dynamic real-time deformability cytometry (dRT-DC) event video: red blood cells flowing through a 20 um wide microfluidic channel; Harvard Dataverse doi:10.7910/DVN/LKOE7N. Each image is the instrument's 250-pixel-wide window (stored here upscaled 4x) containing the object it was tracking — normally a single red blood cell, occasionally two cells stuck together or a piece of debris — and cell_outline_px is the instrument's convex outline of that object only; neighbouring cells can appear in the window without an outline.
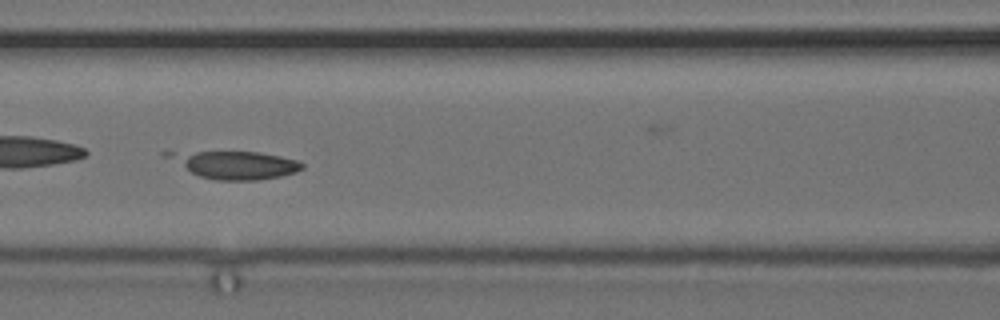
{"species": "common noctule bat (a hibernating species)", "species_latin": "Nyctalus noctula", "temperature_condition": "cold", "stored_images_in_passage": 57, "camera_frame_rate_fps": 3000, "um_per_image_px": 0.085, "animal": {"sex": "female", "body_mass_g": 24.6, "forearm_length_mm": 56.2}, "frame": {"image": 1, "passage_image": 25, "time_ms": 8.0, "image_size_px": [1000, 320], "cell_outline_px": [[304, 168], [296, 172], [280, 176], [256, 180], [216, 180], [200, 176], [160, 156], [160, 152], [260, 152], [300, 160], [304, 164]], "centroid_in_image_um": [19.95, 14.0], "position_along_channel_um": 146.6, "area_um2": 21.79}}
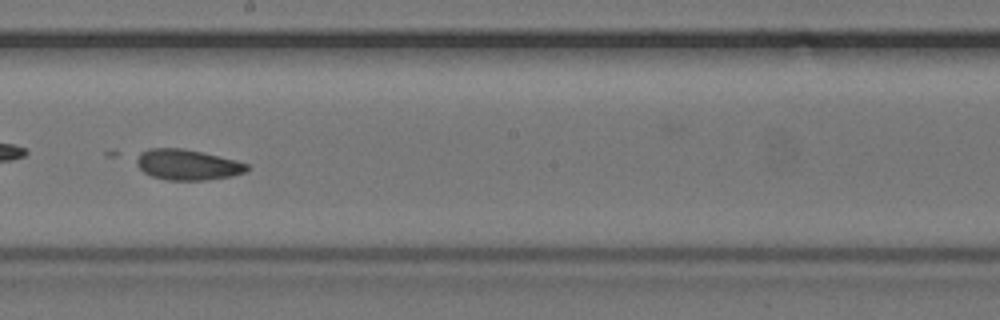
{"frame": {"image": 2, "passage_image": 32, "time_ms": 10.333, "image_size_px": [1000, 320], "cell_outline_px": [[248, 168], [244, 172], [232, 176], [208, 180], [168, 180], [152, 176], [144, 172], [136, 164], [136, 160], [140, 152], [148, 148], [180, 148], [200, 152], [236, 160], [248, 164]], "centroid_in_image_um": [15.91, 14.0], "position_along_channel_um": 232.3, "area_um2": 19.54}, "authors_computed_cell_mechanics": {"area_um2": 20.3456, "velocity_mm_per_s": 3.6903, "shape_relaxation_time_tau1_ms": 6.9437, "shape_relaxation_time_tau2_ms": null, "deformation_change_tau1": 0.1701, "deformation_change_tau2": null}}